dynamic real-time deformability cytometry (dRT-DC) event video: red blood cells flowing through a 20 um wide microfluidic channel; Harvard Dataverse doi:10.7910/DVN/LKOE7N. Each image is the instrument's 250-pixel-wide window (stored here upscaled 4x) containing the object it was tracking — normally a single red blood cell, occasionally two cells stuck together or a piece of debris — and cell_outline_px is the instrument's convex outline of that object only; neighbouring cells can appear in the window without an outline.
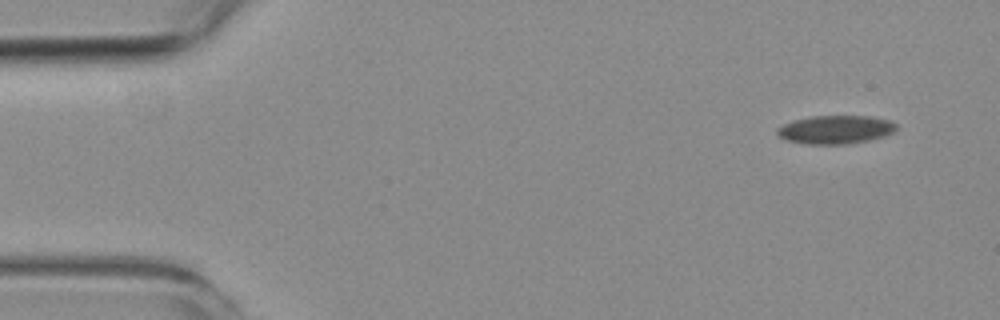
{"species": "common noctule bat (a hibernating species)", "species_latin": "Nyctalus noctula", "temperature_condition": "room temperature", "stored_images_in_passage": 6, "segment_of_instrument_passage": [1, 2], "camera_frame_rate_fps": 3000, "um_per_image_px": 0.085, "animal": {"sex": "female", "body_mass_g": 19.3, "forearm_length_mm": 54.1}, "frame": {"image": 1, "passage_image": 1, "time_ms": 0.0, "image_size_px": [1000, 320], "cell_outline_px": [[896, 128], [892, 132], [884, 136], [868, 140], [848, 144], [808, 144], [788, 140], [780, 136], [776, 132], [776, 128], [784, 124], [796, 120], [812, 116], [868, 116], [892, 120], [896, 124]], "centroid_in_image_um": [71.04, 11.01], "position_along_channel_um": 14.0, "area_um2": 19.54}}
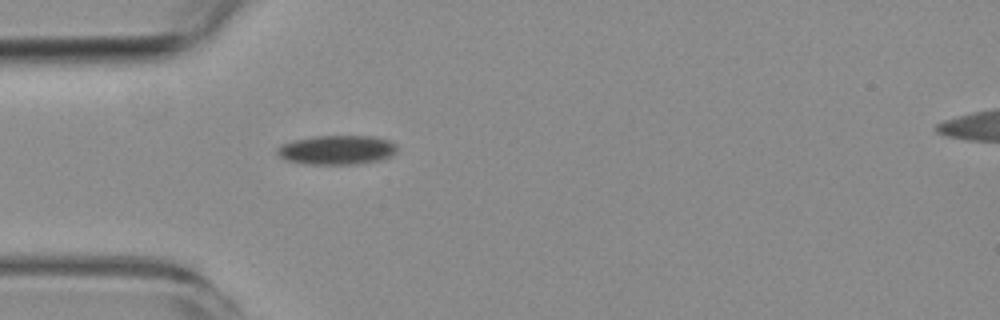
{"frame": {"image": 2, "passage_image": 5, "time_ms": 4.333, "image_size_px": [1000, 320], "cell_outline_px": [[396, 152], [392, 156], [380, 160], [356, 164], [304, 164], [284, 160], [276, 152], [276, 148], [280, 144], [296, 140], [316, 136], [372, 136], [388, 140], [396, 144]], "centroid_in_image_um": [28.62, 12.75], "position_along_channel_um": 56.4, "area_um2": 20.52}}